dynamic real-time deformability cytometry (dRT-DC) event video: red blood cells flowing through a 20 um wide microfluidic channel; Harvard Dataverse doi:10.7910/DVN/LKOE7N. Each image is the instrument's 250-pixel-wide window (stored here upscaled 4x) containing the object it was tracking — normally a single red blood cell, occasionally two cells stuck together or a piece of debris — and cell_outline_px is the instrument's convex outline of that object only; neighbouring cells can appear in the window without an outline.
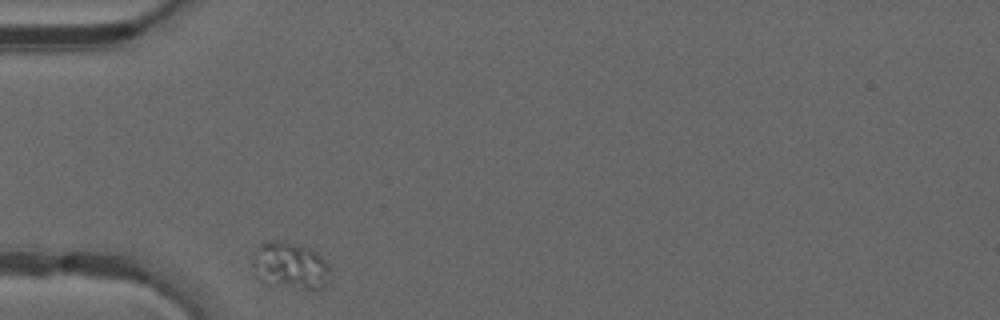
{"species": "common noctule bat (a hibernating species)", "species_latin": "Nyctalus noctula", "temperature_condition": "warm", "stored_images_in_passage": 32, "camera_frame_rate_fps": 3000, "um_per_image_px": 0.085, "animal": {"sex": "male", "forearm_length_mm": 52.5}, "frame": {"image": 1, "passage_image": 1, "time_ms": 0.0, "image_size_px": [1000, 320], "cell_outline_px": [[328, 284], [324, 288], [300, 288], [260, 280], [256, 276], [252, 264], [252, 256], [256, 248], [260, 244], [272, 240], [284, 240], [308, 248], [316, 252], [328, 264]], "centroid_in_image_um": [24.64, 22.54], "position_along_channel_um": 60.4, "area_um2": 20.81}}
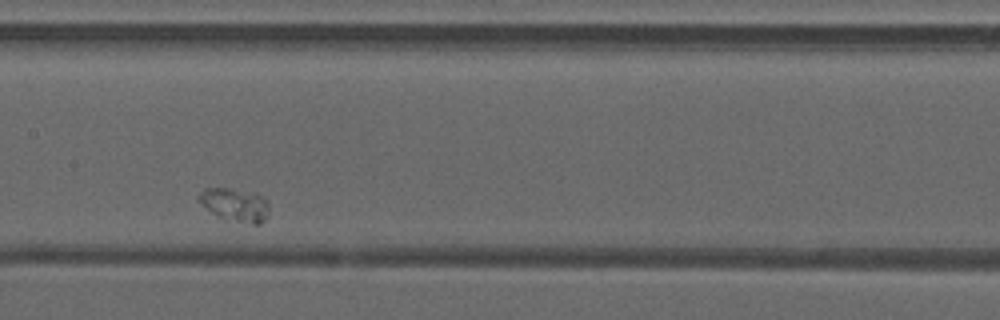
{"frame": {"image": 2, "passage_image": 13, "time_ms": 4.0, "image_size_px": [1000, 320], "cell_outline_px": [[268, 216], [260, 224], [252, 224], [224, 220], [212, 212], [196, 200], [196, 196], [204, 188], [228, 188], [256, 192], [264, 196], [268, 200]], "centroid_in_image_um": [19.99, 17.4], "position_along_channel_um": 187.4, "area_um2": 14.05}}
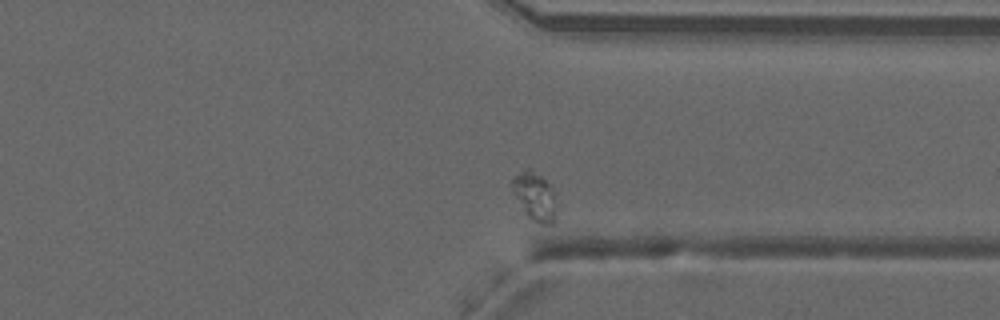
{"frame": {"image": 3, "passage_image": 28, "time_ms": 9.0, "image_size_px": [1000, 320], "cell_outline_px": [[556, 196], [552, 224], [540, 224], [528, 216], [512, 192], [508, 184], [520, 172], [528, 168], [532, 168], [552, 188]], "centroid_in_image_um": [45.42, 16.65], "position_along_channel_um": 366.0, "area_um2": 12.2}}